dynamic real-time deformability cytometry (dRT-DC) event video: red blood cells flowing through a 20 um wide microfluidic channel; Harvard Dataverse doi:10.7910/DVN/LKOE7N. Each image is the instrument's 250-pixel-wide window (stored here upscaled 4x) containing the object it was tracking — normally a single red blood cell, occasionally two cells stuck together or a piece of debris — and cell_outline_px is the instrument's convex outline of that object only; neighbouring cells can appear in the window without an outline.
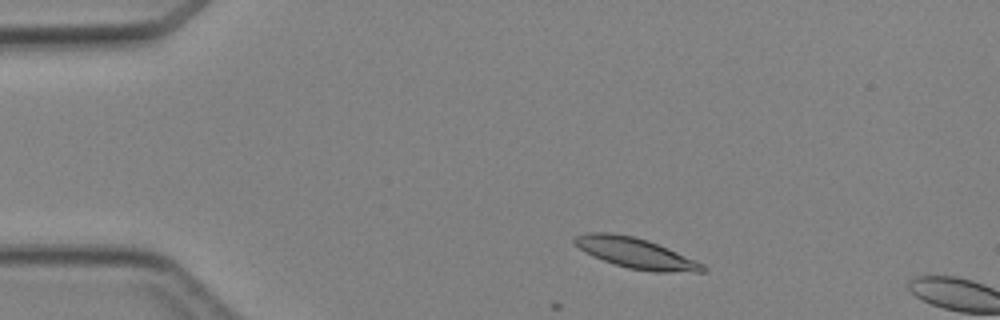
{"species": "Egyptian fruit bat (a non-hibernating species)", "species_latin": "Rousettus aegyptiacus", "temperature_condition": "cold", "stored_images_in_passage": 3, "camera_frame_rate_fps": 3000, "um_per_image_px": 0.085, "animal": {"sex": "female"}, "frame": {"image": 1, "passage_image": 2, "time_ms": 1.0, "image_size_px": [1000, 320], "cell_outline_px": [[708, 268], [704, 272], [656, 272], [628, 268], [592, 256], [584, 252], [572, 240], [576, 236], [588, 232], [608, 232], [632, 236], [648, 240], [668, 248], [704, 264]], "centroid_in_image_um": [54.06, 21.52], "position_along_channel_um": 30.9, "area_um2": 22.6}}